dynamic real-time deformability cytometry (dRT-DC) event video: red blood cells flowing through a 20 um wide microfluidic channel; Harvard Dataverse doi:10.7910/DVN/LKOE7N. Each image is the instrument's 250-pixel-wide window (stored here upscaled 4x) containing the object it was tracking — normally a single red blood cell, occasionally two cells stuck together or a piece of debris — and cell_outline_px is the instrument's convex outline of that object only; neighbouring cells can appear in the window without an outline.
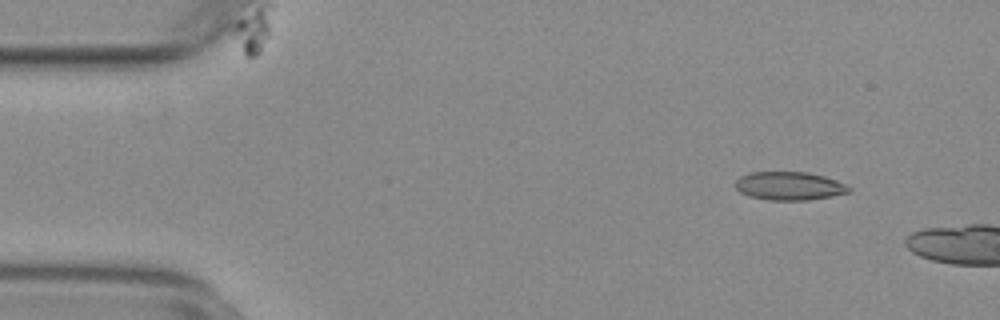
{"species": "common noctule bat (a hibernating species)", "species_latin": "Nyctalus noctula", "temperature_condition": "warm", "stored_images_in_passage": 10, "camera_frame_rate_fps": 3000, "um_per_image_px": 0.085, "animal": {"sex": "female", "body_mass_g": 29.2, "forearm_length_mm": 56.3}, "frame": {"image": 1, "passage_image": 6, "time_ms": 1.667, "image_size_px": [1000, 320], "cell_outline_px": [[852, 188], [848, 192], [832, 196], [808, 200], [772, 200], [748, 196], [740, 192], [736, 188], [736, 180], [740, 176], [752, 172], [808, 172], [824, 176], [848, 184]], "centroid_in_image_um": [67.11, 15.8], "position_along_channel_um": 17.9, "area_um2": 18.79}}